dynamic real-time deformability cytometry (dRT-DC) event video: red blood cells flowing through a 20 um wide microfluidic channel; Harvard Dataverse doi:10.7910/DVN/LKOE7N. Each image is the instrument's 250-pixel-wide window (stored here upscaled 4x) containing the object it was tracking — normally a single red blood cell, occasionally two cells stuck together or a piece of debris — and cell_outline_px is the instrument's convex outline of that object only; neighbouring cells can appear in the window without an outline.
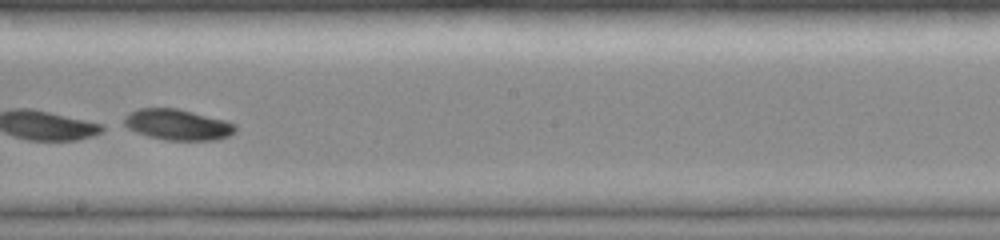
{"species": "common noctule bat (a hibernating species)", "species_latin": "Nyctalus noctula", "temperature_condition": "room temperature", "stored_images_in_passage": 33, "camera_frame_rate_fps": 3000, "um_per_image_px": 0.085, "animal": {"sex": "female", "body_mass_g": 19.0, "forearm_length_mm": 51.5}, "frame": {"image": 1, "passage_image": 19, "time_ms": 7.333, "image_size_px": [1000, 240], "cell_outline_px": [[236, 132], [228, 136], [216, 140], [164, 140], [148, 136], [136, 132], [120, 124], [124, 116], [136, 108], [176, 108], [228, 120], [236, 124]], "centroid_in_image_um": [15.08, 10.59], "position_along_channel_um": 233.1, "area_um2": 20.4}, "authors_computed_cell_mechanics": {"area_um2": 20.4612, "velocity_mm_per_s": 4.2422, "shape_relaxation_time_tau1_ms": 0.4876, "shape_relaxation_time_tau2_ms": null, "deformation_change_tau1": 0.2345, "deformation_change_tau2": null}}